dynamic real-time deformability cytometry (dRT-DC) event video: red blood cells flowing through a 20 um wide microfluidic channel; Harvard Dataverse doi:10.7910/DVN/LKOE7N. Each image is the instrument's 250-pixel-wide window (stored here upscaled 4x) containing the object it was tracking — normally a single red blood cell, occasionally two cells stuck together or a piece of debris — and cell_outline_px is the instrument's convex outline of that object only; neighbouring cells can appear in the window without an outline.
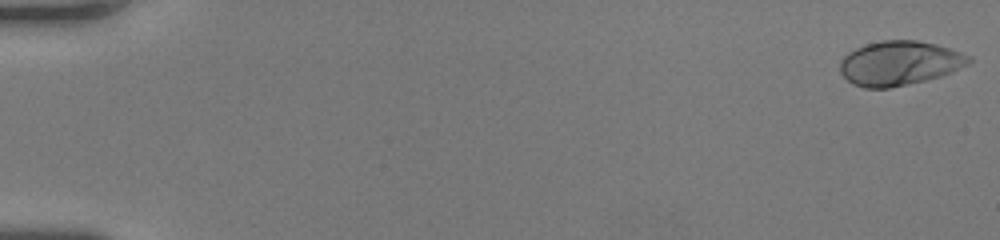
{"species": "human", "species_latin": "Homo sapiens", "temperature_condition": "room temperature", "stored_images_in_passage": 62, "camera_frame_rate_fps": 3000, "um_per_image_px": 0.085, "donor": {"sex": "female"}, "frame": {"image": 1, "passage_image": 1, "time_ms": 0.0, "image_size_px": [1000, 240], "cell_outline_px": [[972, 60], [968, 64], [952, 72], [940, 76], [908, 84], [888, 88], [864, 88], [852, 84], [840, 72], [840, 60], [848, 52], [856, 48], [880, 40], [916, 40], [936, 44], [972, 56]], "centroid_in_image_um": [76.44, 5.37], "position_along_channel_um": 8.6, "area_um2": 33.23}}
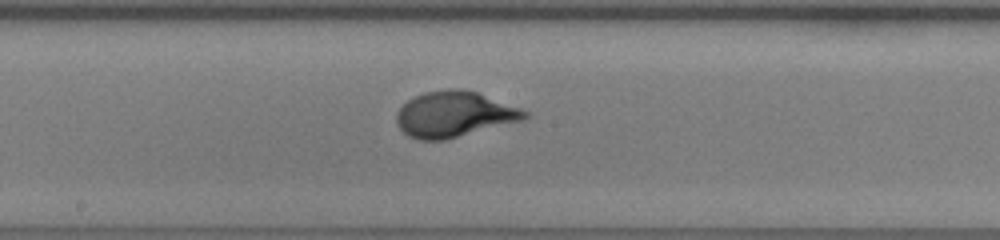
{"frame": {"image": 2, "passage_image": 35, "time_ms": 11.333, "image_size_px": [1000, 240], "cell_outline_px": [[532, 112], [524, 120], [444, 140], [420, 140], [408, 136], [396, 124], [396, 112], [408, 100], [424, 92], [448, 88], [460, 88], [476, 92]], "centroid_in_image_um": [38.62, 9.71], "position_along_channel_um": 209.6, "area_um2": 34.16}}
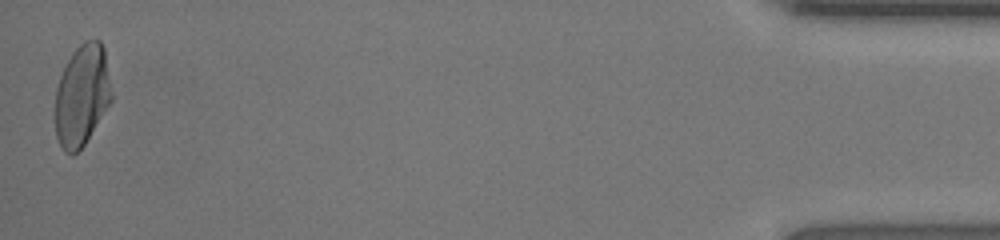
{"frame": {"image": 3, "passage_image": 62, "time_ms": 20.333, "image_size_px": [1000, 240], "cell_outline_px": [[112, 100], [84, 144], [72, 156], [64, 152], [56, 136], [56, 88], [60, 76], [72, 52], [84, 40], [100, 40], [104, 48], [112, 96]], "centroid_in_image_um": [6.96, 8.1], "position_along_channel_um": 428.2, "area_um2": 32.95}}